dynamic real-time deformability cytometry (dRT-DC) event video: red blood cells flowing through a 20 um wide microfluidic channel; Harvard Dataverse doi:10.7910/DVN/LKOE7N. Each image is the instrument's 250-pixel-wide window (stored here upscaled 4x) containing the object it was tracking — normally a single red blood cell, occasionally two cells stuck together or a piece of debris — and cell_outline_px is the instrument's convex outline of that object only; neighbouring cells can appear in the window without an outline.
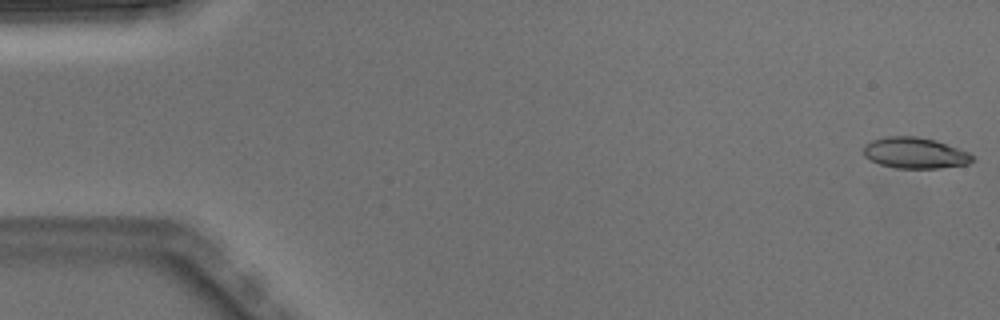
{"species": "Egyptian fruit bat (a non-hibernating species)", "species_latin": "Rousettus aegyptiacus", "temperature_condition": "warm", "stored_images_in_passage": 4, "camera_frame_rate_fps": 3000, "um_per_image_px": 0.085, "animal": {"sex": "male"}, "frame": {"image": 1, "passage_image": 1, "time_ms": 0.0, "image_size_px": [1000, 320], "cell_outline_px": [[976, 160], [968, 164], [940, 168], [896, 168], [880, 164], [864, 156], [864, 144], [872, 140], [888, 136], [916, 136], [936, 140], [968, 152], [976, 156]], "centroid_in_image_um": [77.81, 13.0], "position_along_channel_um": 7.2, "area_um2": 19.77}}
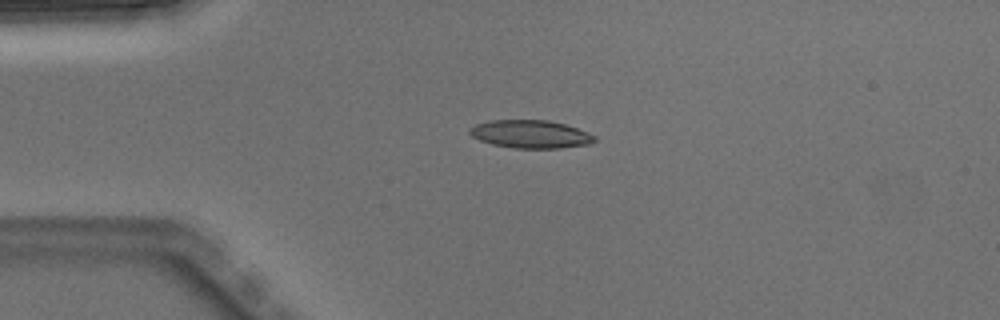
{"frame": {"image": 2, "passage_image": 4, "time_ms": 1.0, "image_size_px": [1000, 320], "cell_outline_px": [[596, 140], [588, 144], [560, 148], [512, 148], [492, 144], [480, 140], [472, 136], [468, 132], [468, 128], [476, 124], [488, 120], [548, 120], [564, 124], [576, 128], [596, 136]], "centroid_in_image_um": [45.05, 11.4], "position_along_channel_um": 39.9, "area_um2": 20.35}}